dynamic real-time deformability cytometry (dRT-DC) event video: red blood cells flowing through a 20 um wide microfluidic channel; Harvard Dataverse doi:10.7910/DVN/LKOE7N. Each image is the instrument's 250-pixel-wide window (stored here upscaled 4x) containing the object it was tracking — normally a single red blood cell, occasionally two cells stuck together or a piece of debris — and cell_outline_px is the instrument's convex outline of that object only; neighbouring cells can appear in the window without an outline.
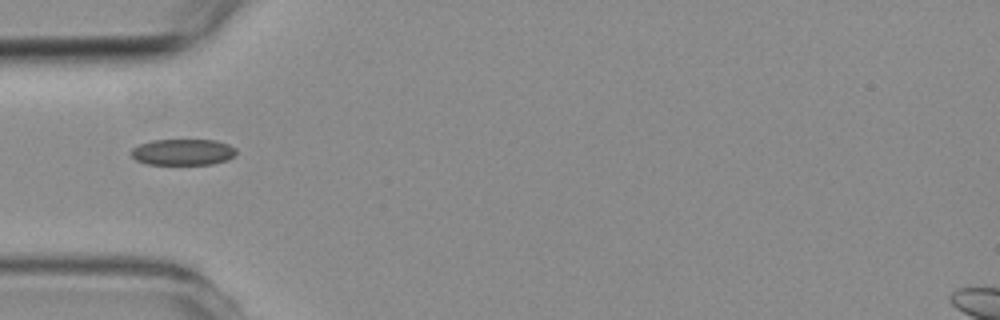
{"species": "common noctule bat (a hibernating species)", "species_latin": "Nyctalus noctula", "temperature_condition": "room temperature", "stored_images_in_passage": 1, "camera_frame_rate_fps": 3000, "um_per_image_px": 0.085, "animal": {"sex": "female", "body_mass_g": 19.3, "forearm_length_mm": 54.1}, "frame": {"image": 1, "passage_image": 1, "time_ms": 0.0, "image_size_px": [1000, 320], "cell_outline_px": [[236, 152], [228, 160], [212, 164], [148, 164], [136, 160], [128, 152], [132, 148], [140, 144], [152, 140], [216, 140], [228, 144], [236, 148]], "centroid_in_image_um": [15.53, 12.92], "position_along_channel_um": 69.5, "area_um2": 16.07}}